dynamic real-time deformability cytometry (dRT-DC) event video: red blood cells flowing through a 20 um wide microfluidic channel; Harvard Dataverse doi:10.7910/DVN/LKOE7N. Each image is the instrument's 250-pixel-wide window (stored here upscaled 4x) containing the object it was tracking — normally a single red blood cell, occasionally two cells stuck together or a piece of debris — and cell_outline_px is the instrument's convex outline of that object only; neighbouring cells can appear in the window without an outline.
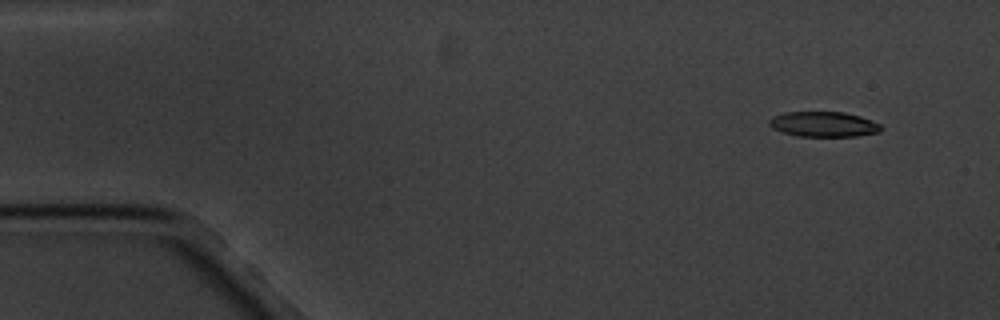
{"species": "common noctule bat (a hibernating species)", "species_latin": "Nyctalus noctula", "temperature_condition": "cold", "stored_images_in_passage": 4, "camera_frame_rate_fps": 3000, "um_per_image_px": 0.085, "animal": {"sex": "male", "body_mass_g": 20.1, "forearm_length_mm": 53.5}, "frame": {"image": 1, "passage_image": 1, "time_ms": 0.0, "image_size_px": [1000, 320], "cell_outline_px": [[880, 132], [856, 136], [796, 136], [772, 128], [768, 124], [768, 120], [772, 116], [784, 112], [844, 112], [860, 116], [880, 124]], "centroid_in_image_um": [69.96, 10.55], "position_along_channel_um": 15.0, "area_um2": 16.36}}
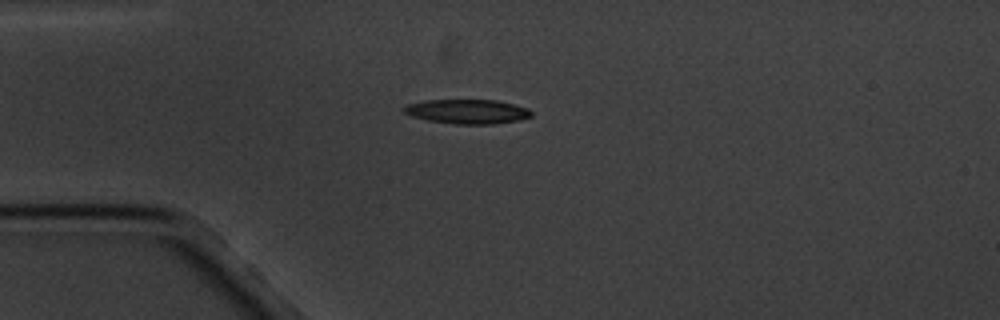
{"frame": {"image": 2, "passage_image": 3, "time_ms": 3.333, "image_size_px": [1000, 320], "cell_outline_px": [[532, 116], [516, 120], [492, 124], [456, 124], [428, 120], [412, 116], [404, 112], [404, 108], [408, 104], [424, 100], [496, 100], [528, 108], [532, 112]], "centroid_in_image_um": [39.72, 9.47], "position_along_channel_um": 45.3, "area_um2": 17.86}}